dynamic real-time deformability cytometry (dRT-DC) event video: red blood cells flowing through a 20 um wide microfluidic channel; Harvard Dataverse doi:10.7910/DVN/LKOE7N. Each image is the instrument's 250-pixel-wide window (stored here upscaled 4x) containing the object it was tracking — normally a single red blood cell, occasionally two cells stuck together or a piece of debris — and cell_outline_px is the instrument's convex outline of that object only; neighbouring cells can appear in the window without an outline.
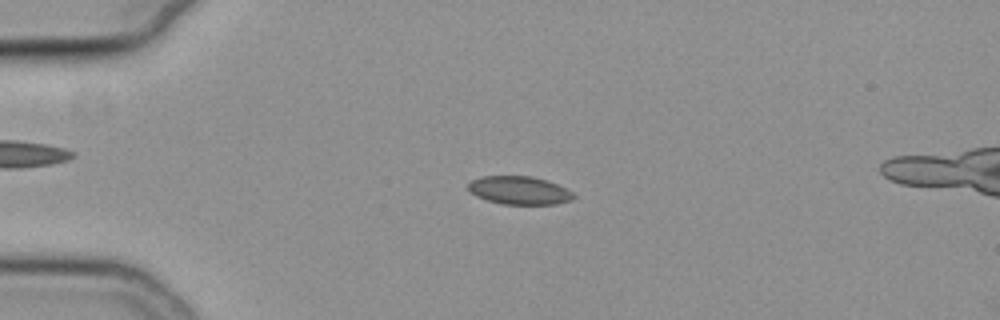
{"species": "common noctule bat (a hibernating species)", "species_latin": "Nyctalus noctula", "temperature_condition": "cold", "stored_images_in_passage": 55, "camera_frame_rate_fps": 3000, "um_per_image_px": 0.085, "animal": {"sex": "female", "body_mass_g": 19.3, "forearm_length_mm": 54.1}, "frame": {"image": 1, "passage_image": 14, "time_ms": 4.333, "image_size_px": [1000, 320], "cell_outline_px": [[576, 196], [572, 200], [556, 204], [504, 204], [488, 200], [476, 196], [468, 188], [468, 184], [472, 180], [480, 176], [532, 176], [548, 180], [572, 192]], "centroid_in_image_um": [44.15, 16.17], "position_along_channel_um": 40.8, "area_um2": 17.22}}
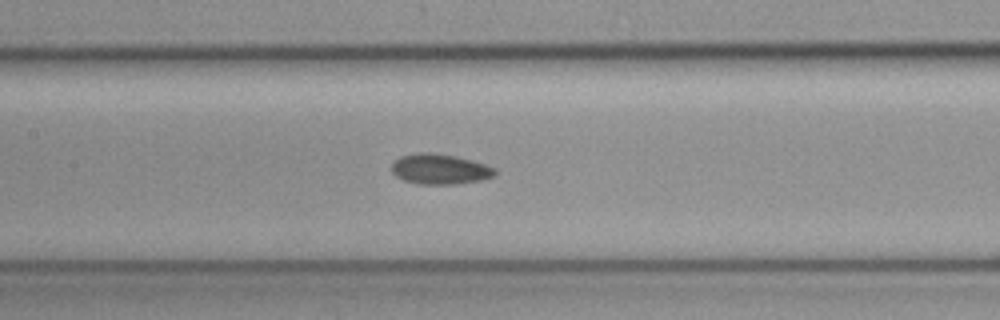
{"frame": {"image": 2, "passage_image": 27, "time_ms": 8.667, "image_size_px": [1000, 320], "cell_outline_px": [[496, 176], [480, 180], [452, 184], [416, 184], [404, 180], [396, 176], [392, 172], [392, 164], [400, 156], [424, 152], [456, 156], [472, 160], [496, 168]], "centroid_in_image_um": [37.4, 14.38], "position_along_channel_um": 170.0, "area_um2": 18.09}}
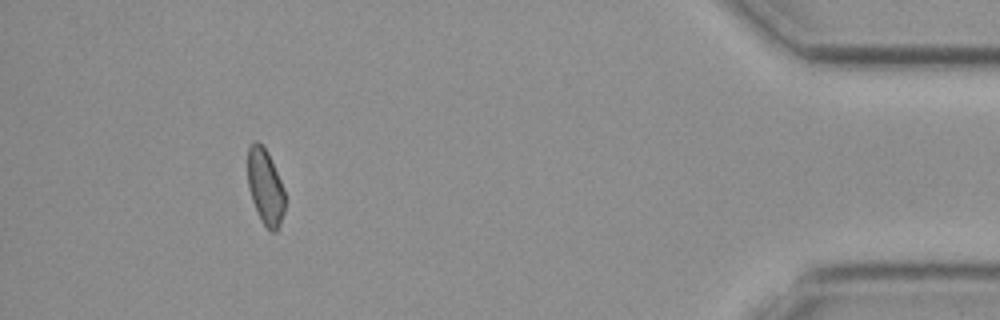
{"frame": {"image": 3, "passage_image": 51, "time_ms": 16.667, "image_size_px": [1000, 320], "cell_outline_px": [[284, 212], [280, 224], [276, 232], [272, 232], [260, 220], [252, 200], [248, 188], [248, 148], [252, 140], [256, 140], [268, 152], [280, 180], [284, 192]], "centroid_in_image_um": [22.53, 15.88], "position_along_channel_um": 412.7, "area_um2": 16.3}}